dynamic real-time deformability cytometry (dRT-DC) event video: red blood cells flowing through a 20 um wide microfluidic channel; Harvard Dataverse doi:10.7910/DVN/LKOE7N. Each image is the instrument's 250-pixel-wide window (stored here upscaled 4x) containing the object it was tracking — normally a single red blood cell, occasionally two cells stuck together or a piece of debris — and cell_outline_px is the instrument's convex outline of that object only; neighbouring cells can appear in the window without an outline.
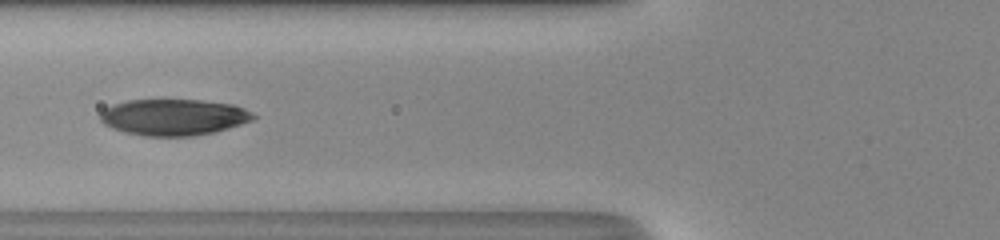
{"species": "human", "species_latin": "Homo sapiens", "temperature_condition": "room temperature", "stored_images_in_passage": 11, "camera_frame_rate_fps": 3000, "um_per_image_px": 0.085, "donor": {"sex": "male"}, "frame": {"image": 1, "passage_image": 7, "time_ms": 2.0, "image_size_px": [1000, 240], "cell_outline_px": [[256, 116], [252, 120], [216, 132], [192, 136], [144, 136], [124, 132], [112, 128], [104, 124], [100, 120], [100, 112], [104, 108], [112, 104], [128, 100], [200, 100], [232, 104], [244, 108], [252, 112]], "centroid_in_image_um": [14.74, 9.96], "position_along_channel_um": 111.1, "area_um2": 32.48}}